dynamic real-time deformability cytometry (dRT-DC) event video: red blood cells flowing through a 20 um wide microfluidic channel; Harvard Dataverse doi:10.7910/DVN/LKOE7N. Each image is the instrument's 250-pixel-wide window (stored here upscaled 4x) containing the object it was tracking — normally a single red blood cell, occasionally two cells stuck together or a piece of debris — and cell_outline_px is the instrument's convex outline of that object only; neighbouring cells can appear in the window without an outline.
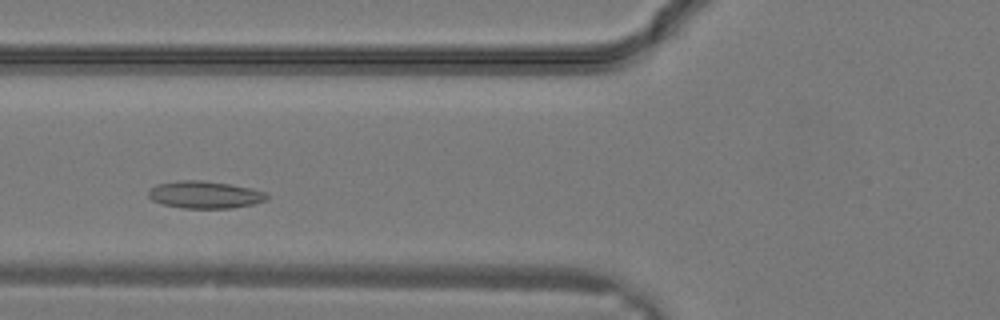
{"species": "common noctule bat (a hibernating species)", "species_latin": "Nyctalus noctula", "temperature_condition": "warm", "stored_images_in_passage": 17, "camera_frame_rate_fps": 3000, "um_per_image_px": 0.085, "animal": {"sex": "male", "body_mass_g": 19.2, "forearm_length_mm": 51.8}, "frame": {"image": 1, "passage_image": 6, "time_ms": 1.667, "image_size_px": [1000, 320], "cell_outline_px": [[268, 200], [252, 204], [232, 208], [184, 208], [164, 204], [152, 200], [148, 196], [148, 192], [156, 184], [180, 180], [204, 180], [232, 184], [264, 192], [268, 196]], "centroid_in_image_um": [17.41, 16.54], "position_along_channel_um": 108.4, "area_um2": 18.73}}
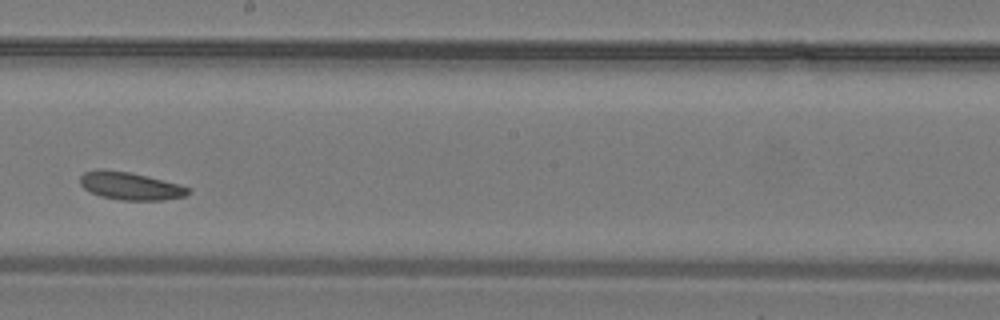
{"frame": {"image": 2, "passage_image": 12, "time_ms": 3.667, "image_size_px": [1000, 320], "cell_outline_px": [[192, 192], [184, 196], [164, 200], [120, 200], [100, 196], [84, 188], [80, 184], [80, 176], [84, 172], [96, 168], [104, 168], [128, 172], [180, 184], [192, 188]], "centroid_in_image_um": [11.08, 15.8], "position_along_channel_um": 237.1, "area_um2": 17.63}}
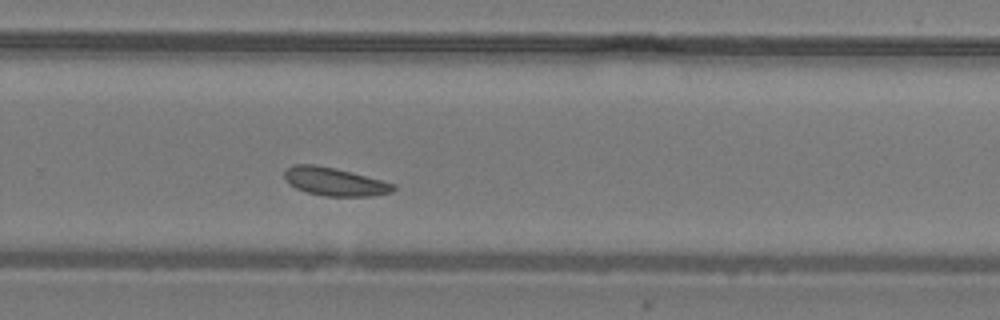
{"frame": {"image": 3, "passage_image": 15, "time_ms": 4.667, "image_size_px": [1000, 320], "cell_outline_px": [[396, 188], [392, 192], [372, 196], [324, 196], [308, 192], [296, 188], [288, 184], [284, 176], [284, 172], [292, 164], [316, 164], [336, 168], [396, 184]], "centroid_in_image_um": [28.44, 15.43], "position_along_channel_um": 301.4, "area_um2": 17.92}}